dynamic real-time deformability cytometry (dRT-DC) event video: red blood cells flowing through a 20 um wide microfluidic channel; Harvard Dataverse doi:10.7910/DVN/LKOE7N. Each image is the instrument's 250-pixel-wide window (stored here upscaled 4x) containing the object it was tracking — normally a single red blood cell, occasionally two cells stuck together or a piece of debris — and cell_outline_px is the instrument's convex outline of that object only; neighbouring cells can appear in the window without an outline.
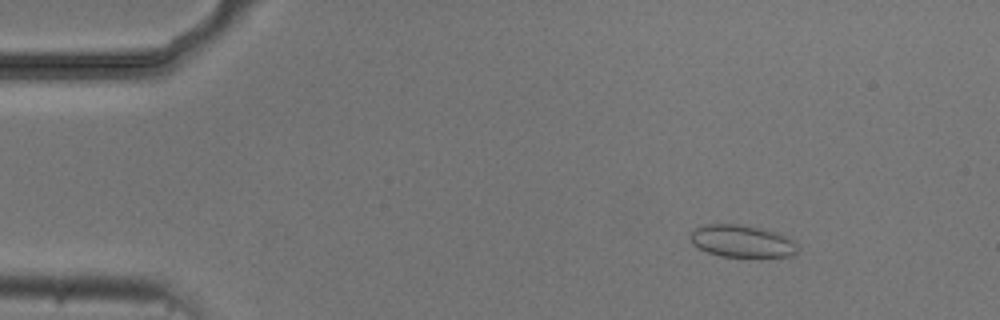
{"species": "common noctule bat (a hibernating species)", "species_latin": "Nyctalus noctula", "temperature_condition": "cold", "stored_images_in_passage": 7, "camera_frame_rate_fps": 3000, "um_per_image_px": 0.085, "animal": {"sex": "male", "body_mass_g": 20.5, "forearm_length_mm": 52.5}, "frame": {"image": 1, "passage_image": 3, "time_ms": 2.0, "image_size_px": [1000, 320], "cell_outline_px": [[800, 248], [792, 256], [720, 256], [708, 252], [692, 244], [688, 236], [696, 228], [708, 224], [736, 224], [760, 228], [780, 232], [792, 240]], "centroid_in_image_um": [63.08, 20.49], "position_along_channel_um": 21.9, "area_um2": 20.06}}
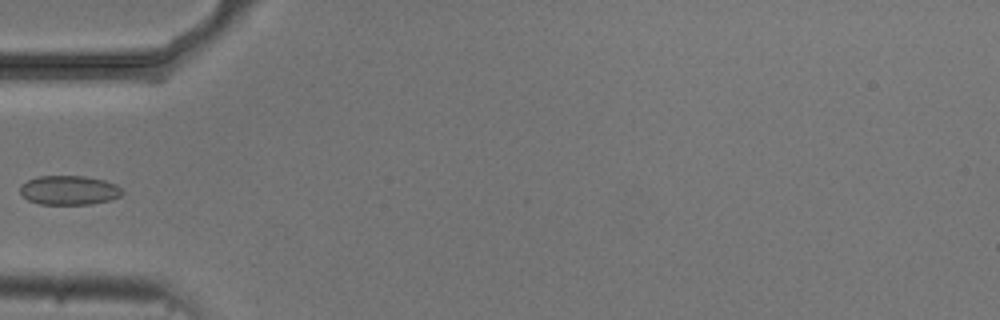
{"frame": {"image": 2, "passage_image": 6, "time_ms": 5.667, "image_size_px": [1000, 320], "cell_outline_px": [[124, 192], [120, 196], [112, 200], [88, 204], [40, 204], [28, 200], [20, 192], [20, 184], [36, 176], [84, 176], [104, 180], [116, 184]], "centroid_in_image_um": [5.87, 16.16], "position_along_channel_um": 79.1, "area_um2": 17.46}}
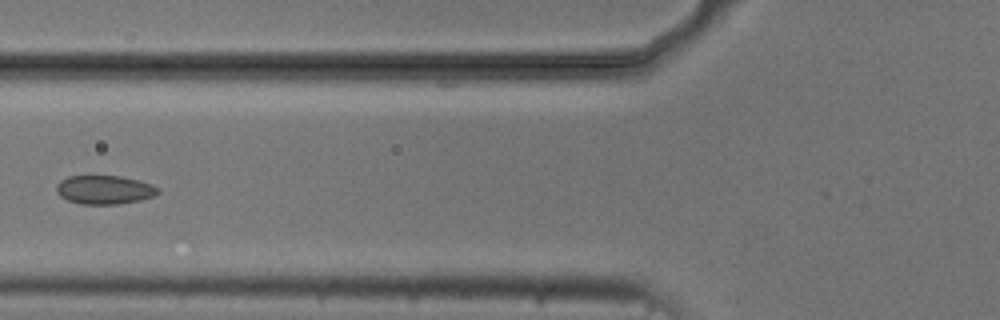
{"frame": {"image": 3, "passage_image": 7, "time_ms": 6.667, "image_size_px": [1000, 320], "cell_outline_px": [[160, 192], [156, 196], [140, 200], [120, 204], [80, 204], [68, 200], [60, 196], [56, 192], [56, 184], [60, 180], [68, 176], [120, 176], [140, 180], [152, 184], [160, 188]], "centroid_in_image_um": [8.91, 16.13], "position_along_channel_um": 116.9, "area_um2": 17.28}}